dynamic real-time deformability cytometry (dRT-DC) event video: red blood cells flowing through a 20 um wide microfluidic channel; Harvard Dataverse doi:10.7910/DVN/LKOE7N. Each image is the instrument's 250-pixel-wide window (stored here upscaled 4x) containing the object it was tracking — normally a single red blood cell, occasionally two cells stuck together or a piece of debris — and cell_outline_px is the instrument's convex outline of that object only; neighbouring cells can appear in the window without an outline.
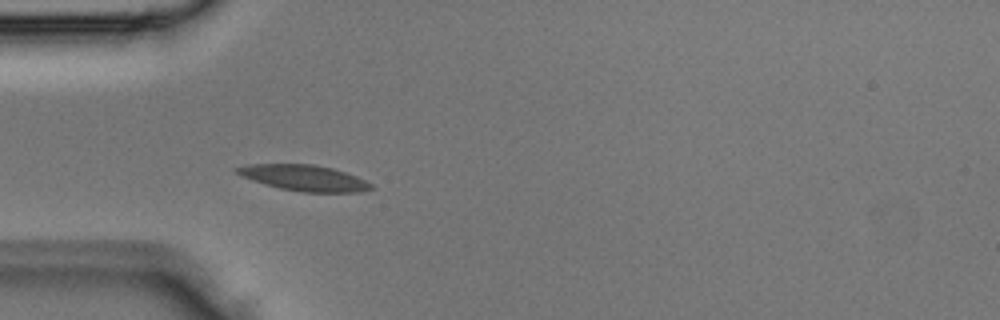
{"species": "Egyptian fruit bat (a non-hibernating species)", "species_latin": "Rousettus aegyptiacus", "temperature_condition": "room temperature", "stored_images_in_passage": 4, "camera_frame_rate_fps": 3000, "um_per_image_px": 0.085, "animal": {"sex": "male"}, "frame": {"image": 1, "passage_image": 4, "time_ms": 1.0, "image_size_px": [1000, 320], "cell_outline_px": [[376, 188], [360, 192], [304, 192], [280, 188], [264, 184], [252, 180], [236, 172], [232, 168], [252, 164], [312, 164], [332, 168], [356, 176], [372, 184]], "centroid_in_image_um": [25.87, 15.12], "position_along_channel_um": 59.1, "area_um2": 20.06}}